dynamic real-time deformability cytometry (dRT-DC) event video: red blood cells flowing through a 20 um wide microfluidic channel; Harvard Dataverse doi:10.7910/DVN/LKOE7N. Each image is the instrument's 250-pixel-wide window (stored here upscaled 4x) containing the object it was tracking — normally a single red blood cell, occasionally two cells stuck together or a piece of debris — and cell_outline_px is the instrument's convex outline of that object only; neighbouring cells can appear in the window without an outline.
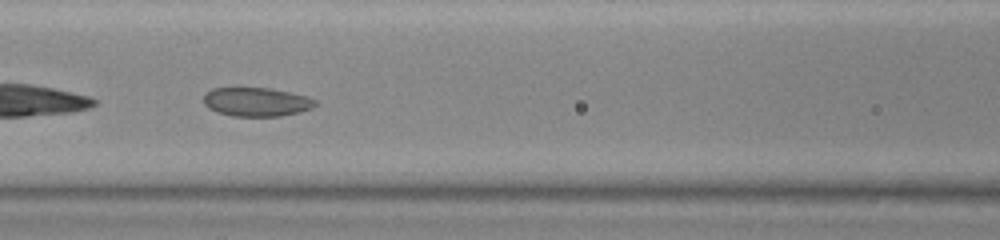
{"species": "common noctule bat (a hibernating species)", "species_latin": "Nyctalus noctula", "temperature_condition": "warm", "stored_images_in_passage": 37, "camera_frame_rate_fps": 3000, "um_per_image_px": 0.085, "animal": {"sex": "female", "body_mass_g": 23.0, "forearm_length_mm": 53.4}, "frame": {"image": 1, "passage_image": 7, "time_ms": 2.0, "image_size_px": [1000, 240], "cell_outline_px": [[316, 104], [312, 108], [280, 116], [232, 116], [208, 108], [204, 104], [204, 96], [212, 88], [268, 88], [288, 92], [304, 96], [316, 100]], "centroid_in_image_um": [21.77, 8.66], "position_along_channel_um": 144.8, "area_um2": 18.38}}
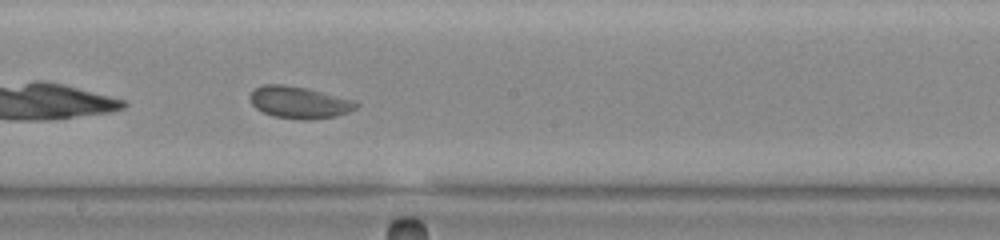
{"frame": {"image": 2, "passage_image": 13, "time_ms": 4.0, "image_size_px": [1000, 240], "cell_outline_px": [[360, 104], [356, 108], [348, 112], [336, 116], [312, 120], [300, 120], [272, 116], [256, 108], [252, 104], [248, 96], [260, 84], [284, 84], [308, 88], [356, 100]], "centroid_in_image_um": [25.45, 8.7], "position_along_channel_um": 222.8, "area_um2": 20.11}}
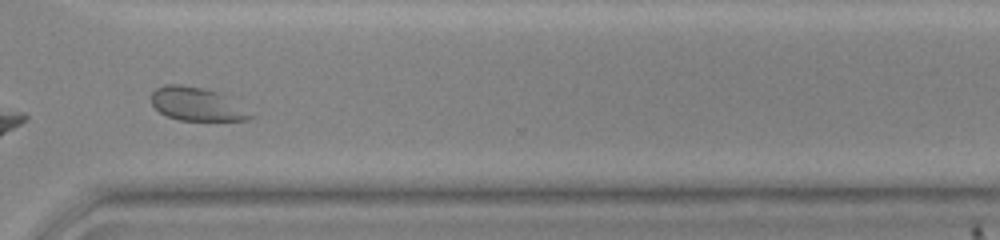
{"frame": {"image": 3, "passage_image": 23, "time_ms": 7.333, "image_size_px": [1000, 240], "cell_outline_px": [[252, 116], [244, 120], [180, 120], [168, 116], [160, 112], [152, 104], [152, 92], [156, 88], [164, 84], [180, 84], [200, 88], [216, 92]], "centroid_in_image_um": [16.57, 8.84], "position_along_channel_um": 354.0, "area_um2": 18.21}, "authors_computed_cell_mechanics": {"area_um2": 19.5942, "velocity_mm_per_s": 3.9144, "shape_relaxation_time_tau1_ms": 9.7715, "shape_relaxation_time_tau2_ms": 1.4194, "deformation_change_tau1": 0.1686, "deformation_change_tau2": 0.0612}}